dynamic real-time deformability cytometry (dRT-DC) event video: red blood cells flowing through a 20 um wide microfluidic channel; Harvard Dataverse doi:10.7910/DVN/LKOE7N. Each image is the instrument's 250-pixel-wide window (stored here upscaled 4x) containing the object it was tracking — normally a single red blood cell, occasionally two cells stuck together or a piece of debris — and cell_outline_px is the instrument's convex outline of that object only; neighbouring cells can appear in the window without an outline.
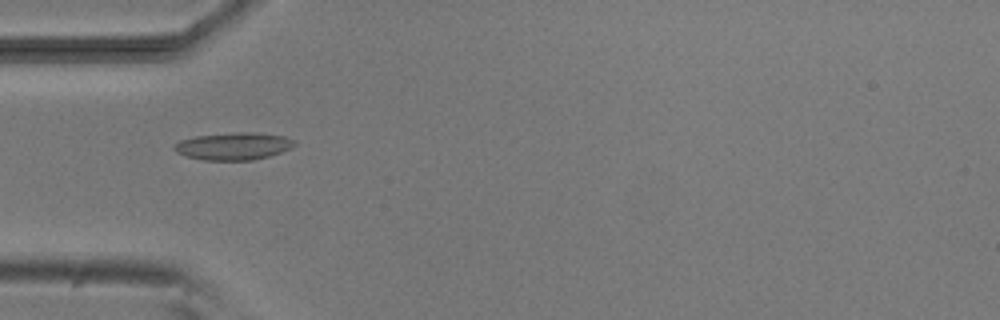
{"species": "common noctule bat (a hibernating species)", "species_latin": "Nyctalus noctula", "temperature_condition": "room temperature", "stored_images_in_passage": 7, "camera_frame_rate_fps": 3000, "um_per_image_px": 0.085, "animal": {"sex": "male", "body_mass_g": 20.5, "forearm_length_mm": 52.5}, "frame": {"image": 1, "passage_image": 5, "time_ms": 4.333, "image_size_px": [1000, 320], "cell_outline_px": [[296, 144], [292, 148], [268, 156], [252, 160], [204, 160], [188, 156], [176, 152], [172, 148], [172, 144], [180, 140], [196, 136], [236, 132], [256, 132], [284, 136], [296, 140]], "centroid_in_image_um": [19.85, 12.41], "position_along_channel_um": 65.1, "area_um2": 19.25}}
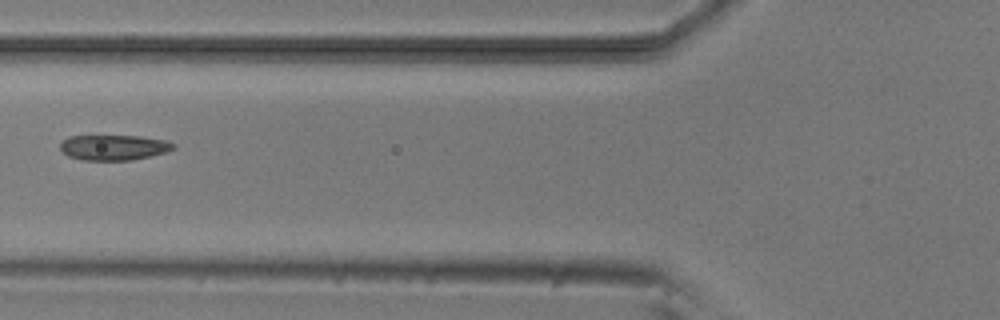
{"frame": {"image": 2, "passage_image": 6, "time_ms": 5.667, "image_size_px": [1000, 320], "cell_outline_px": [[176, 148], [164, 152], [132, 160], [84, 160], [68, 156], [60, 148], [60, 144], [68, 136], [140, 136], [168, 140], [176, 144]], "centroid_in_image_um": [9.7, 12.52], "position_along_channel_um": 116.1, "area_um2": 16.65}}
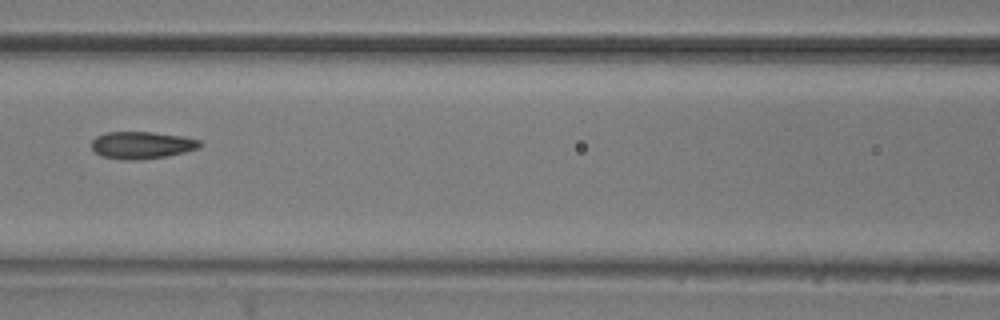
{"frame": {"image": 3, "passage_image": 7, "time_ms": 6.667, "image_size_px": [1000, 320], "cell_outline_px": [[204, 144], [200, 148], [168, 156], [140, 160], [124, 160], [100, 156], [92, 148], [92, 140], [96, 136], [108, 132], [152, 132], [180, 136], [200, 140]], "centroid_in_image_um": [12.07, 12.34], "position_along_channel_um": 154.5, "area_um2": 17.28}}